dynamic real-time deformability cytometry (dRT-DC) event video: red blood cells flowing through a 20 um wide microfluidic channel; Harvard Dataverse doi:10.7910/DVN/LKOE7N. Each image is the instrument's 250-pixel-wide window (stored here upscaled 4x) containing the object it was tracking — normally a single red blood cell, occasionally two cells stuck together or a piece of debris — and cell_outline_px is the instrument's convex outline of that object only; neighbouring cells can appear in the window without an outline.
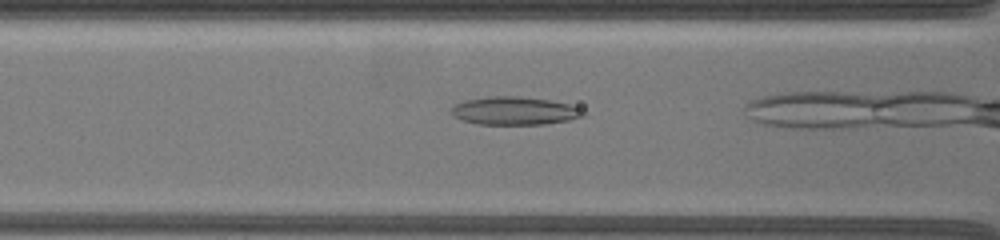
{"species": "common noctule bat (a hibernating species)", "species_latin": "Nyctalus noctula", "temperature_condition": "warm", "stored_images_in_passage": 21, "camera_frame_rate_fps": 3000, "um_per_image_px": 0.085, "animal": {"sex": "female", "body_mass_g": 19.5, "forearm_length_mm": 54.1}, "frame": {"image": 1, "passage_image": 10, "time_ms": 2.0, "image_size_px": [1000, 240], "cell_outline_px": [[584, 116], [568, 120], [544, 124], [476, 124], [460, 120], [452, 116], [452, 108], [456, 104], [464, 100], [488, 96], [520, 96], [548, 100], [568, 104], [580, 108], [584, 112]], "centroid_in_image_um": [43.69, 9.42], "position_along_channel_um": 122.9, "area_um2": 21.56}}
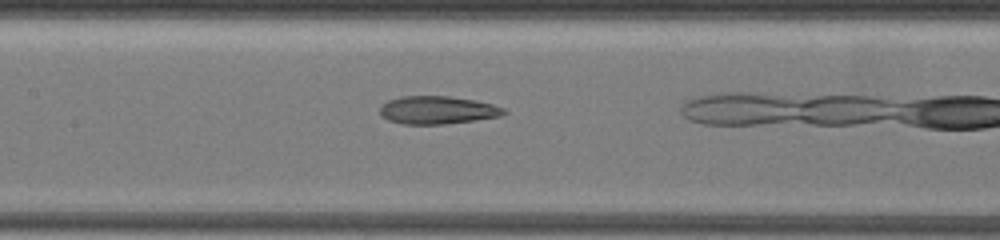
{"frame": {"image": 2, "passage_image": 15, "time_ms": 3.333, "image_size_px": [1000, 240], "cell_outline_px": [[508, 112], [500, 116], [444, 124], [404, 124], [388, 120], [380, 116], [380, 104], [388, 100], [400, 96], [448, 96], [472, 100], [492, 104], [504, 108]], "centroid_in_image_um": [37.12, 9.35], "position_along_channel_um": 170.3, "area_um2": 20.11}}